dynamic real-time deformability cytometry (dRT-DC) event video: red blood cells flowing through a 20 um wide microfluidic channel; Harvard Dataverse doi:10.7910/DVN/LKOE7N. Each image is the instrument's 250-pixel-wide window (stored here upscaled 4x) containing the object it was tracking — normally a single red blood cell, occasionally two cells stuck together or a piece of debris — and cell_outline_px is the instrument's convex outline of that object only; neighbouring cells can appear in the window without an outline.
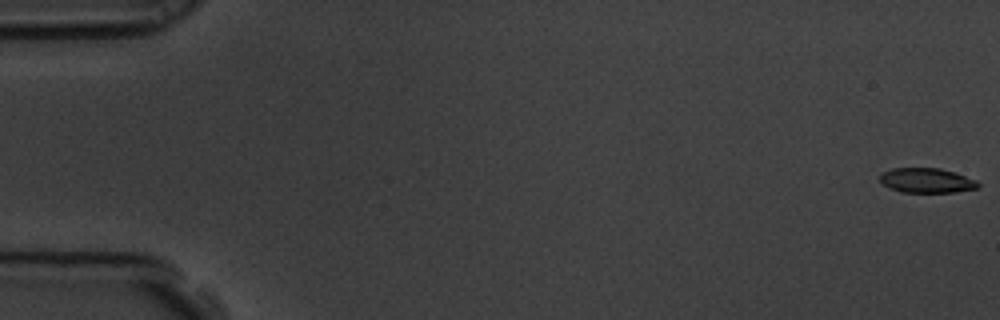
{"species": "common noctule bat (a hibernating species)", "species_latin": "Nyctalus noctula", "temperature_condition": "room temperature", "stored_images_in_passage": 7, "camera_frame_rate_fps": 3000, "um_per_image_px": 0.085, "animal": {"sex": "male", "body_mass_g": 19.5, "forearm_length_mm": 54.6}, "frame": {"image": 1, "passage_image": 1, "time_ms": 0.0, "image_size_px": [1000, 320], "cell_outline_px": [[980, 188], [956, 192], [900, 192], [884, 184], [880, 180], [880, 176], [884, 172], [892, 168], [940, 168], [976, 180], [980, 184]], "centroid_in_image_um": [78.8, 15.34], "position_along_channel_um": 6.2, "area_um2": 13.99}}
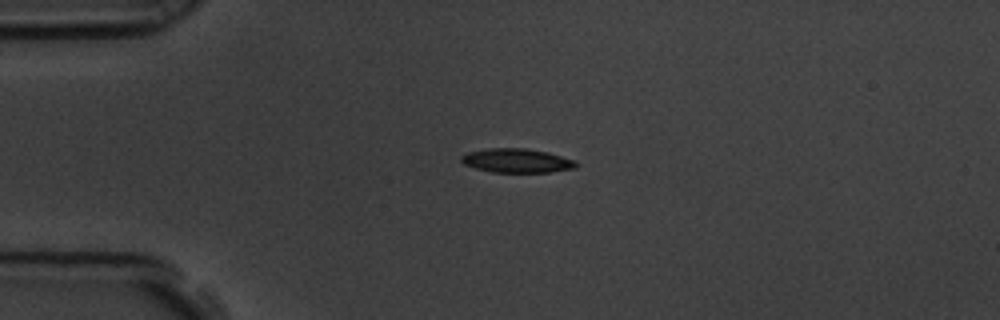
{"frame": {"image": 2, "passage_image": 5, "time_ms": 1.333, "image_size_px": [1000, 320], "cell_outline_px": [[580, 164], [576, 168], [548, 172], [492, 172], [476, 168], [464, 164], [460, 160], [460, 156], [468, 152], [488, 148], [524, 148], [548, 152], [576, 160]], "centroid_in_image_um": [43.96, 13.65], "position_along_channel_um": 41.0, "area_um2": 16.18}}
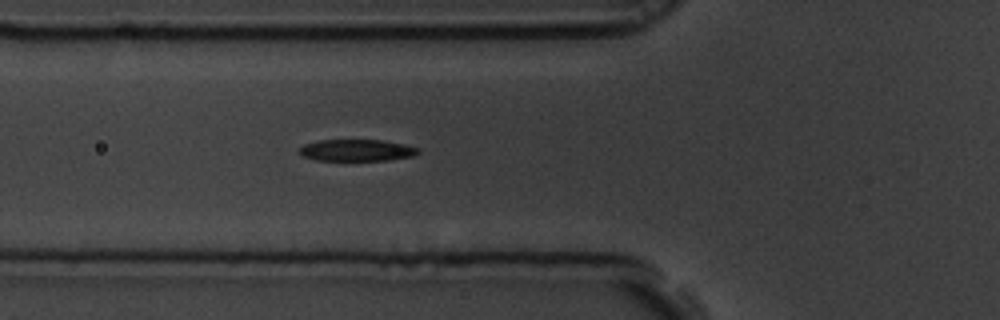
{"frame": {"image": 3, "passage_image": 7, "time_ms": 2.0, "image_size_px": [1000, 320], "cell_outline_px": [[420, 152], [412, 156], [388, 160], [316, 160], [304, 156], [300, 152], [300, 148], [304, 144], [320, 140], [380, 140], [404, 144], [420, 148]], "centroid_in_image_um": [30.35, 12.77], "position_along_channel_um": 95.4, "area_um2": 14.85}}